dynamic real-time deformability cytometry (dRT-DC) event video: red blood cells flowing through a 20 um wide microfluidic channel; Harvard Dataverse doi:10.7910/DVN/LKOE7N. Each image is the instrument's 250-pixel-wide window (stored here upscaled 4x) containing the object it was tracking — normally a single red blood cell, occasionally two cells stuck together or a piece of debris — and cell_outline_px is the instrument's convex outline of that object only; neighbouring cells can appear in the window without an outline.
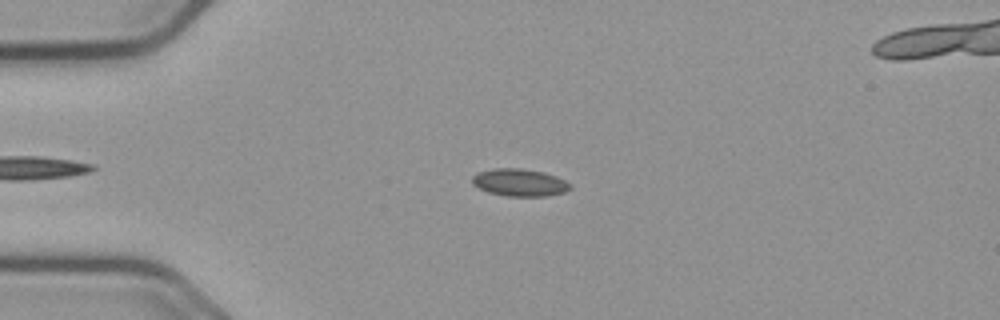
{"species": "common noctule bat (a hibernating species)", "species_latin": "Nyctalus noctula", "temperature_condition": "cold", "stored_images_in_passage": 56, "camera_frame_rate_fps": 3000, "um_per_image_px": 0.085, "animal": {"sex": "male", "body_mass_g": 23.1, "forearm_length_mm": 52.7}, "frame": {"image": 1, "passage_image": 12, "time_ms": 3.667, "image_size_px": [1000, 320], "cell_outline_px": [[572, 188], [564, 192], [548, 196], [508, 196], [488, 192], [472, 184], [472, 176], [476, 172], [492, 168], [520, 168], [544, 172], [556, 176], [572, 184]], "centroid_in_image_um": [44.16, 15.5], "position_along_channel_um": 40.8, "area_um2": 15.78}}
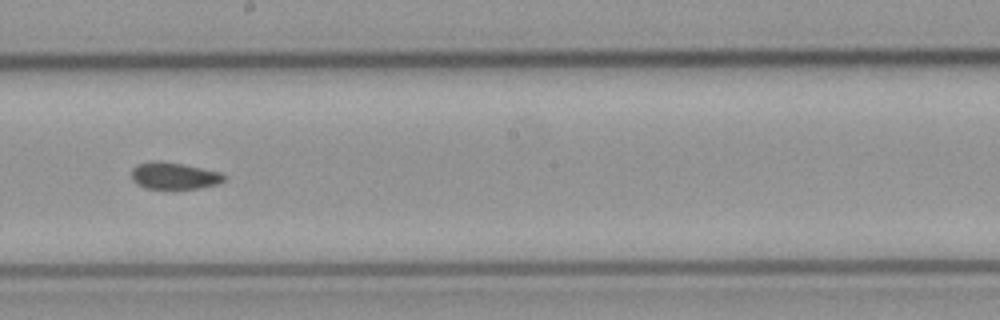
{"frame": {"image": 2, "passage_image": 30, "time_ms": 9.667, "image_size_px": [1000, 320], "cell_outline_px": [[228, 176], [224, 180], [216, 184], [196, 188], [144, 188], [136, 184], [132, 180], [132, 168], [136, 164], [160, 160], [220, 172]], "centroid_in_image_um": [14.76, 14.94], "position_along_channel_um": 233.4, "area_um2": 14.28}}
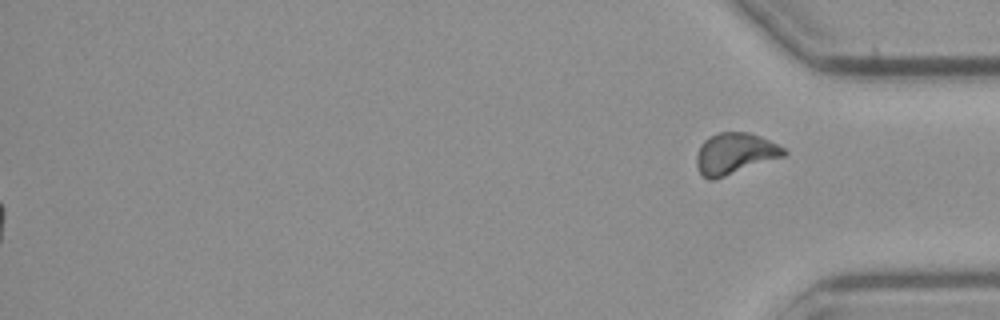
{"frame": {"image": 3, "passage_image": 56, "time_ms": 18.333, "image_size_px": [1000, 320], "cell_outline_px": [[788, 152], [784, 156], [712, 180], [708, 180], [700, 172], [696, 164], [696, 156], [700, 144], [704, 140], [720, 132], [748, 132], [760, 136], [784, 148]], "centroid_in_image_um": [62.44, 13.04], "position_along_channel_um": 372.8, "area_um2": 20.63}, "authors_computed_cell_mechanics": {"area_um2": 14.739, "velocity_mm_per_s": 3.6598, "shape_relaxation_time_tau1_ms": null, "shape_relaxation_time_tau2_ms": 3.7171, "deformation_change_tau1": null, "deformation_change_tau2": 0.083}}